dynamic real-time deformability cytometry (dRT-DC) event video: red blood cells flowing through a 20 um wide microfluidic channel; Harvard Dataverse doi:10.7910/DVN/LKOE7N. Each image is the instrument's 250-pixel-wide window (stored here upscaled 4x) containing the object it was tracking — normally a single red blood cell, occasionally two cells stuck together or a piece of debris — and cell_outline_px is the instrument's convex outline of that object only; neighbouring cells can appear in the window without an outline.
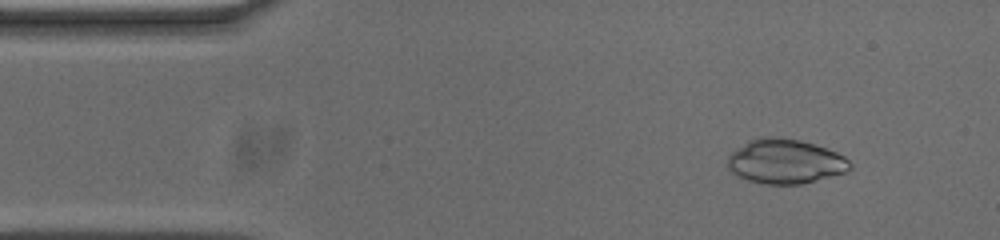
{"species": "common noctule bat (a hibernating species)", "species_latin": "Nyctalus noctula", "temperature_condition": "cold", "stored_images_in_passage": 50, "camera_frame_rate_fps": 3000, "um_per_image_px": 0.085, "animal": {"sex": "male", "body_mass_g": 20.0, "forearm_length_mm": 53.3}, "frame": {"image": 1, "passage_image": 5, "time_ms": 1.333, "image_size_px": [1000, 240], "cell_outline_px": [[852, 168], [844, 172], [800, 184], [764, 184], [748, 180], [732, 172], [728, 168], [728, 156], [736, 148], [748, 140], [760, 136], [772, 136], [800, 140], [836, 152], [844, 156], [852, 164]], "centroid_in_image_um": [66.71, 13.71], "position_along_channel_um": 18.3, "area_um2": 31.5}}
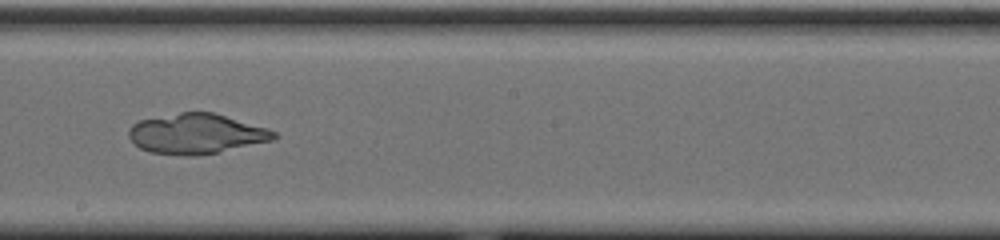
{"frame": {"image": 2, "passage_image": 28, "time_ms": 9.0, "image_size_px": [1000, 240], "cell_outline_px": [[280, 136], [272, 140], [216, 152], [196, 156], [184, 156], [152, 152], [140, 148], [128, 136], [128, 128], [132, 124], [140, 120], [180, 112], [216, 112], [268, 128], [276, 132]], "centroid_in_image_um": [16.7, 11.35], "position_along_channel_um": 231.5, "area_um2": 33.93}}
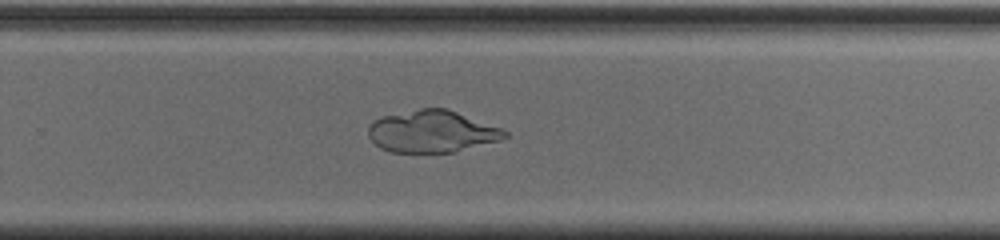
{"frame": {"image": 3, "passage_image": 33, "time_ms": 10.667, "image_size_px": [1000, 240], "cell_outline_px": [[508, 136], [500, 140], [456, 152], [392, 152], [380, 148], [368, 136], [368, 128], [372, 120], [384, 116], [420, 108], [448, 108], [500, 128], [508, 132]], "centroid_in_image_um": [36.71, 11.17], "position_along_channel_um": 293.1, "area_um2": 33.35}}